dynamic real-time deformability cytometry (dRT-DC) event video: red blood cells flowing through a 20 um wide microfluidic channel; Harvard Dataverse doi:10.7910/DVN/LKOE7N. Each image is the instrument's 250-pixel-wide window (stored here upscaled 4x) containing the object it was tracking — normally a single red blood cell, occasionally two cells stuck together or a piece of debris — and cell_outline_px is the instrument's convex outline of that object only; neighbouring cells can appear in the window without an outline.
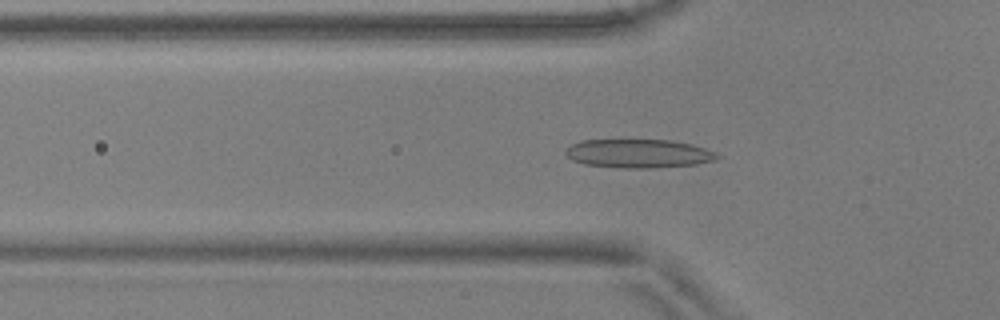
{"species": "common noctule bat (a hibernating species)", "species_latin": "Nyctalus noctula", "temperature_condition": "warm", "stored_images_in_passage": 54, "camera_frame_rate_fps": 3000, "um_per_image_px": 0.085, "animal": {"sex": "male", "body_mass_g": 17.9, "forearm_length_mm": 54.2}, "frame": {"image": 1, "passage_image": 18, "time_ms": 5.667, "image_size_px": [1000, 320], "cell_outline_px": [[720, 156], [716, 160], [696, 164], [648, 168], [620, 168], [584, 164], [572, 160], [564, 152], [572, 144], [584, 140], [672, 140], [704, 148]], "centroid_in_image_um": [54.25, 13.05], "position_along_channel_um": 71.6, "area_um2": 25.03}}
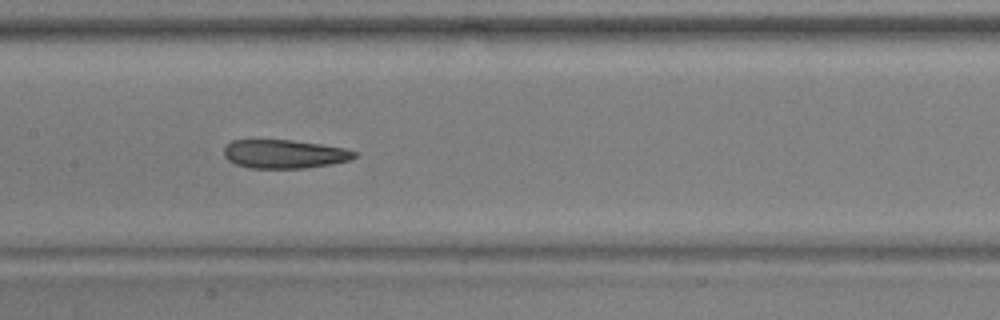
{"frame": {"image": 2, "passage_image": 27, "time_ms": 8.667, "image_size_px": [1000, 320], "cell_outline_px": [[356, 156], [352, 160], [332, 164], [304, 168], [248, 168], [236, 164], [228, 160], [224, 156], [224, 148], [232, 140], [292, 140], [320, 144], [344, 148], [356, 152]], "centroid_in_image_um": [24.18, 13.09], "position_along_channel_um": 183.2, "area_um2": 21.79}}
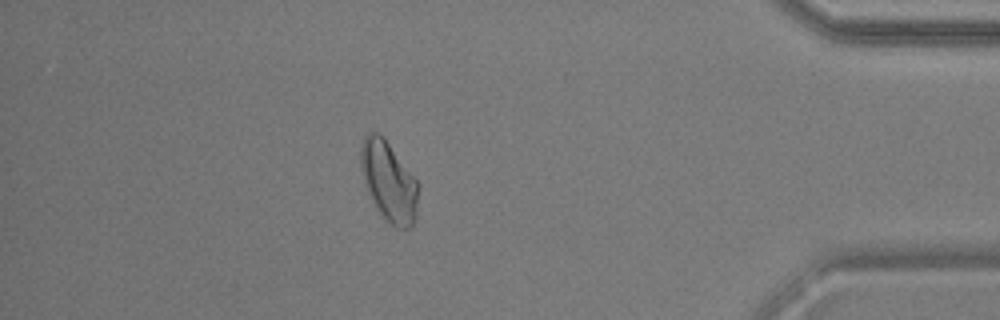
{"frame": {"image": 3, "passage_image": 48, "time_ms": 15.667, "image_size_px": [1000, 320], "cell_outline_px": [[420, 184], [416, 216], [412, 224], [408, 228], [396, 228], [384, 220], [376, 208], [364, 184], [360, 168], [360, 148], [364, 136], [368, 132], [380, 132], [384, 136]], "centroid_in_image_um": [33.04, 15.4], "position_along_channel_um": 402.2, "area_um2": 27.4}, "authors_computed_cell_mechanics": {"area_um2": 23.8714, "velocity_mm_per_s": 3.6918, "shape_relaxation_time_tau1_ms": 4.2449, "shape_relaxation_time_tau2_ms": 3.2014, "deformation_change_tau1": 0.1496, "deformation_change_tau2": 0.1286}}